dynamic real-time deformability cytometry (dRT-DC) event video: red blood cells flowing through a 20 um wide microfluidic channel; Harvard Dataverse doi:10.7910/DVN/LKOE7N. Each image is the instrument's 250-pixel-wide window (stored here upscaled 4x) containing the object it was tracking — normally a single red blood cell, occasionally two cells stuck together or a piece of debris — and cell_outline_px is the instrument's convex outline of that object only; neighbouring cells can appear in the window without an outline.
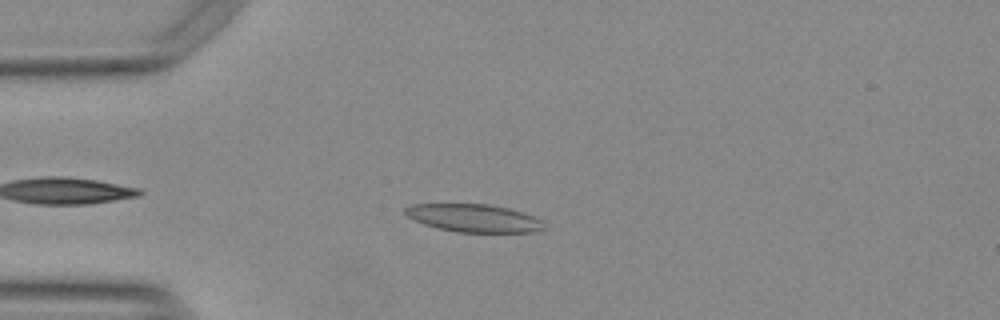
{"species": "Egyptian fruit bat (a non-hibernating species)", "species_latin": "Rousettus aegyptiacus", "temperature_condition": "warm", "stored_images_in_passage": 47, "camera_frame_rate_fps": 3000, "um_per_image_px": 0.085, "animal": {"sex": "female"}, "frame": {"image": 1, "passage_image": 7, "time_ms": 2.0, "image_size_px": [1000, 320], "cell_outline_px": [[544, 228], [532, 232], [456, 232], [436, 228], [424, 224], [408, 216], [404, 212], [404, 208], [412, 204], [488, 204], [508, 208], [544, 220]], "centroid_in_image_um": [40.26, 18.54], "position_along_channel_um": 44.7, "area_um2": 22.43}}
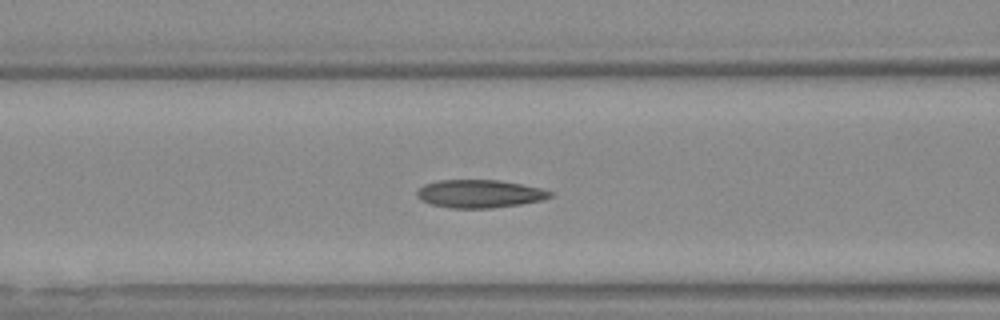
{"frame": {"image": 2, "passage_image": 15, "time_ms": 4.667, "image_size_px": [1000, 320], "cell_outline_px": [[552, 196], [540, 200], [520, 204], [492, 208], [448, 208], [432, 204], [420, 200], [416, 196], [416, 192], [424, 184], [440, 180], [500, 180], [540, 188], [552, 192]], "centroid_in_image_um": [40.72, 16.47], "position_along_channel_um": 125.9, "area_um2": 21.62}}
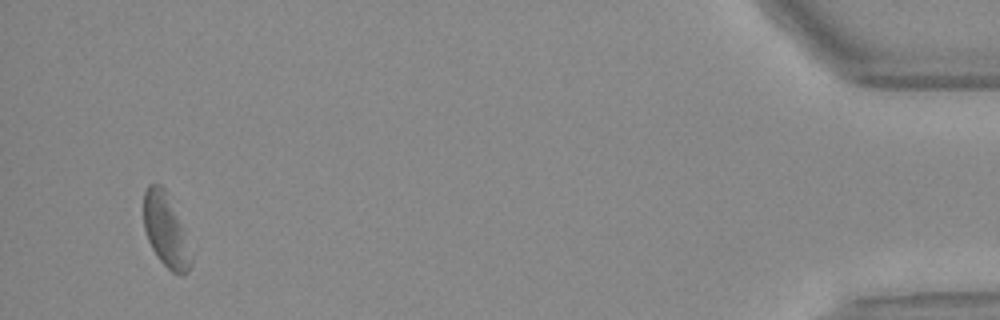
{"frame": {"image": 3, "passage_image": 45, "time_ms": 14.667, "image_size_px": [1000, 320], "cell_outline_px": [[192, 264], [188, 272], [172, 272], [160, 260], [152, 248], [148, 240], [144, 228], [144, 192], [148, 184], [160, 184], [168, 192], [180, 224], [192, 260]], "centroid_in_image_um": [14.04, 19.53], "position_along_channel_um": 421.2, "area_um2": 19.48}, "authors_computed_cell_mechanics": {"area_um2": 21.6172, "velocity_mm_per_s": 3.7525, "shape_relaxation_time_tau1_ms": 5.2127, "shape_relaxation_time_tau2_ms": 2.2201, "deformation_change_tau1": 0.1774, "deformation_change_tau2": 0.1044}}